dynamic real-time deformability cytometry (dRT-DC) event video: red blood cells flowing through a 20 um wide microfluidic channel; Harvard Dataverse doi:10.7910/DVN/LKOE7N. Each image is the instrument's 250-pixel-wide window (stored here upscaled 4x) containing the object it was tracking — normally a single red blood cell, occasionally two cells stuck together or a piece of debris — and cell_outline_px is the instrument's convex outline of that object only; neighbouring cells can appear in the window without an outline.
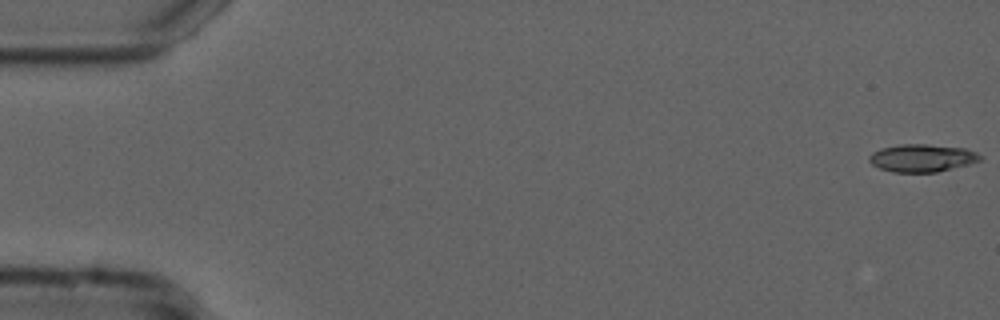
{"species": "common noctule bat (a hibernating species)", "species_latin": "Nyctalus noctula", "temperature_condition": "cold", "stored_images_in_passage": 24, "camera_frame_rate_fps": 3000, "um_per_image_px": 0.085, "animal": {"sex": "male", "forearm_length_mm": 52.5}, "frame": {"image": 1, "passage_image": 1, "time_ms": 0.0, "image_size_px": [1000, 320], "cell_outline_px": [[984, 156], [980, 160], [968, 164], [936, 172], [892, 172], [880, 168], [872, 164], [868, 160], [868, 156], [872, 152], [880, 148], [900, 144], [924, 144], [964, 148], [976, 152]], "centroid_in_image_um": [78.35, 13.42], "position_along_channel_um": 6.7, "area_um2": 17.86}}
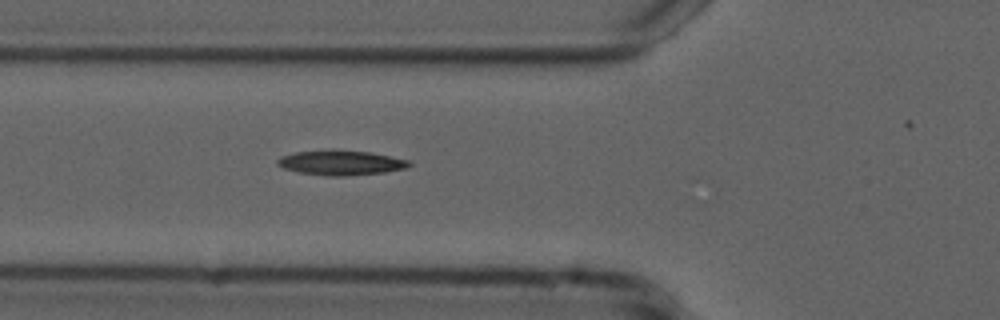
{"frame": {"image": 2, "passage_image": 20, "time_ms": 6.333, "image_size_px": [1000, 320], "cell_outline_px": [[412, 164], [404, 168], [384, 172], [344, 176], [328, 176], [300, 172], [284, 168], [276, 164], [276, 160], [280, 156], [296, 152], [332, 148], [368, 152], [408, 160]], "centroid_in_image_um": [28.91, 13.81], "position_along_channel_um": 96.9, "area_um2": 19.07}}
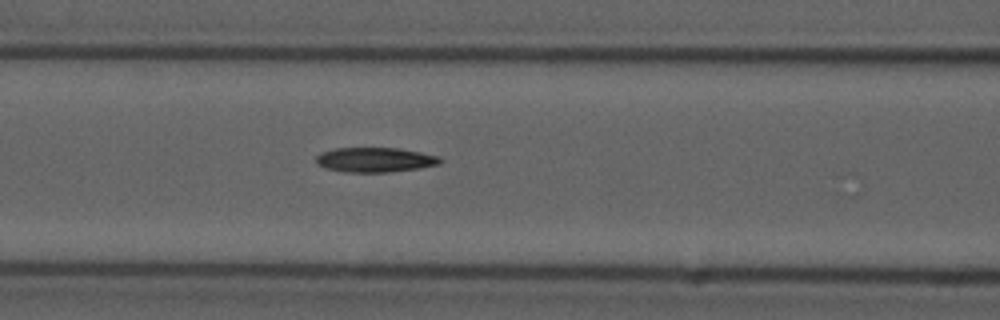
{"frame": {"image": 3, "passage_image": 23, "time_ms": 7.333, "image_size_px": [1000, 320], "cell_outline_px": [[444, 160], [440, 164], [420, 168], [388, 172], [344, 172], [324, 168], [316, 164], [316, 156], [324, 152], [336, 148], [400, 148], [440, 156]], "centroid_in_image_um": [31.91, 13.59], "position_along_channel_um": 134.7, "area_um2": 17.98}}